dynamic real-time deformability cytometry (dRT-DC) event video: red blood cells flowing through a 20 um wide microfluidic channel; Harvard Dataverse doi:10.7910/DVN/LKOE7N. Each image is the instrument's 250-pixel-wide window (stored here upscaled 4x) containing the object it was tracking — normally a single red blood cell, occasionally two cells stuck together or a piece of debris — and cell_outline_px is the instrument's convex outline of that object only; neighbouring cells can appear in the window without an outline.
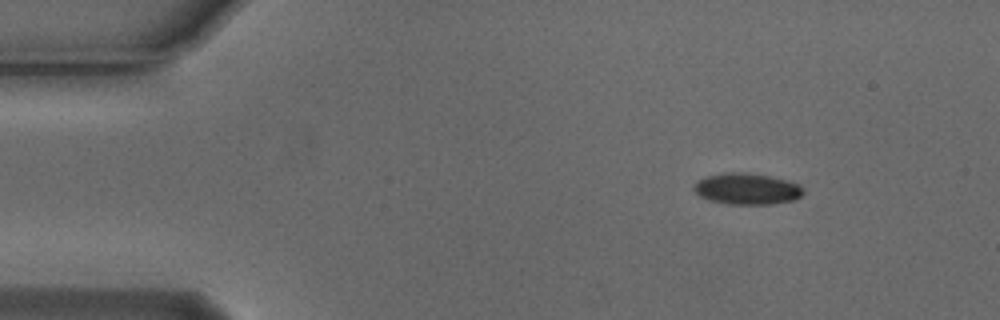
{"species": "Egyptian fruit bat (a non-hibernating species)", "species_latin": "Rousettus aegyptiacus", "temperature_condition": "cold", "stored_images_in_passage": 4, "camera_frame_rate_fps": 3000, "um_per_image_px": 0.085, "animal": {"sex": "male"}, "frame": {"image": 1, "passage_image": 2, "time_ms": 0.333, "image_size_px": [1000, 320], "cell_outline_px": [[804, 192], [800, 196], [792, 200], [772, 204], [728, 204], [712, 200], [700, 196], [692, 188], [700, 180], [708, 176], [724, 172], [744, 172], [768, 176], [800, 184]], "centroid_in_image_um": [63.5, 16.05], "position_along_channel_um": 21.5, "area_um2": 19.59}}